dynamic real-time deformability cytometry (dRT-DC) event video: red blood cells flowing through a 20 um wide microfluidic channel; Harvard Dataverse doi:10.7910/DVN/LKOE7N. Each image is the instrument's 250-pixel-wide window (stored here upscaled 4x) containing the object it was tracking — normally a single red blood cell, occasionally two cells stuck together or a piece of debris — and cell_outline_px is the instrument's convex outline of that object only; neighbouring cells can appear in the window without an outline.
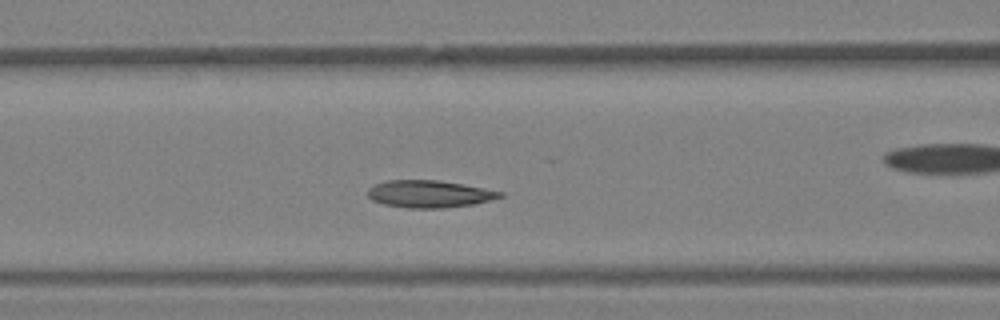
{"species": "Egyptian fruit bat (a non-hibernating species)", "species_latin": "Rousettus aegyptiacus", "temperature_condition": "warm", "stored_images_in_passage": 31, "camera_frame_rate_fps": 3000, "um_per_image_px": 0.085, "animal": {"sex": "female"}, "frame": {"image": 1, "passage_image": 9, "time_ms": 2.667, "image_size_px": [1000, 320], "cell_outline_px": [[504, 196], [492, 200], [472, 204], [444, 208], [408, 208], [384, 204], [372, 200], [368, 196], [368, 188], [376, 184], [388, 180], [436, 180], [460, 184], [504, 192]], "centroid_in_image_um": [36.49, 16.49], "position_along_channel_um": 130.1, "area_um2": 20.81}}
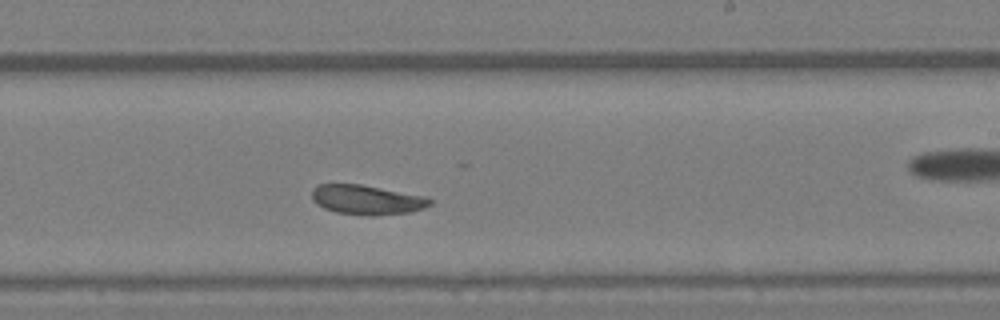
{"frame": {"image": 2, "passage_image": 16, "time_ms": 5.0, "image_size_px": [1000, 320], "cell_outline_px": [[432, 204], [424, 208], [408, 212], [372, 216], [336, 212], [324, 208], [316, 204], [312, 200], [312, 188], [316, 184], [360, 184], [428, 196], [432, 200]], "centroid_in_image_um": [31.18, 16.97], "position_along_channel_um": 257.8, "area_um2": 20.52}}
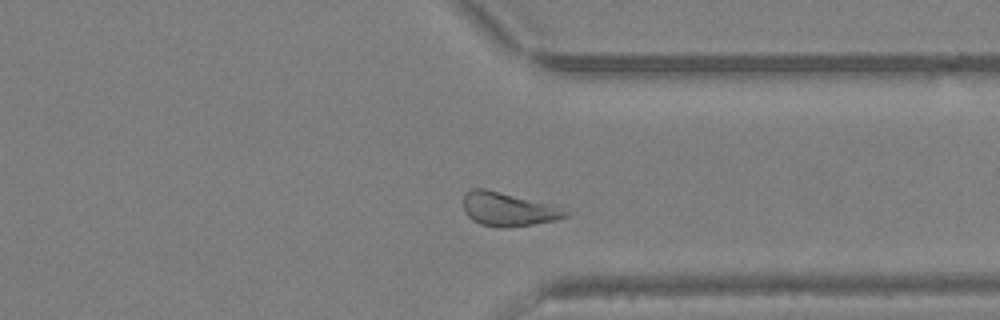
{"frame": {"image": 3, "passage_image": 22, "time_ms": 7.0, "image_size_px": [1000, 320], "cell_outline_px": [[572, 216], [556, 220], [532, 224], [504, 228], [500, 228], [480, 224], [472, 220], [464, 212], [464, 196], [472, 188], [484, 188], [572, 212]], "centroid_in_image_um": [43.15, 17.82], "position_along_channel_um": 368.3, "area_um2": 19.42}}